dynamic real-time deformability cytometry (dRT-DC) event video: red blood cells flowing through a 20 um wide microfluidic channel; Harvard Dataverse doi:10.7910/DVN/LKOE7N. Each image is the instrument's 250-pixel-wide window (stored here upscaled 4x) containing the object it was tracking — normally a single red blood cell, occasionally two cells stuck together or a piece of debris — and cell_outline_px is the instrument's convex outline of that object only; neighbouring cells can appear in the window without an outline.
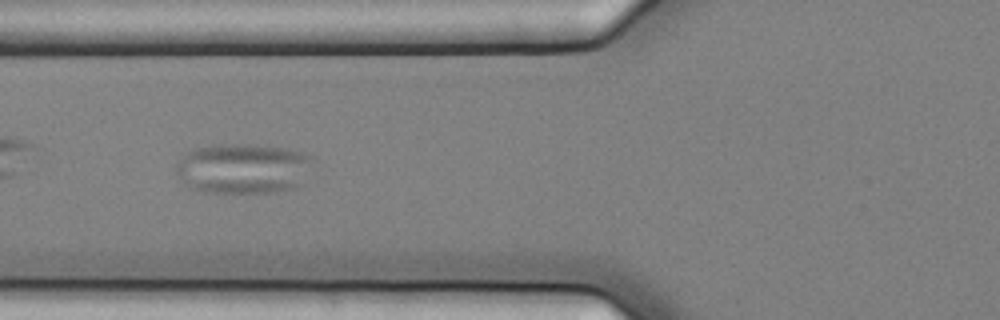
{"species": "common noctule bat (a hibernating species)", "species_latin": "Nyctalus noctula", "temperature_condition": "cold", "stored_images_in_passage": 10, "camera_frame_rate_fps": 3000, "um_per_image_px": 0.085, "animal": {"sex": "female", "body_mass_g": 25.1}, "frame": {"image": 1, "passage_image": 7, "time_ms": 2.0, "image_size_px": [1000, 320], "cell_outline_px": [[316, 160], [304, 184], [296, 188], [276, 192], [204, 192], [188, 188], [184, 184], [176, 172], [176, 164], [192, 148], [216, 144], [260, 144], [288, 148], [312, 156]], "centroid_in_image_um": [20.74, 14.31], "position_along_channel_um": 105.1, "area_um2": 41.04}}